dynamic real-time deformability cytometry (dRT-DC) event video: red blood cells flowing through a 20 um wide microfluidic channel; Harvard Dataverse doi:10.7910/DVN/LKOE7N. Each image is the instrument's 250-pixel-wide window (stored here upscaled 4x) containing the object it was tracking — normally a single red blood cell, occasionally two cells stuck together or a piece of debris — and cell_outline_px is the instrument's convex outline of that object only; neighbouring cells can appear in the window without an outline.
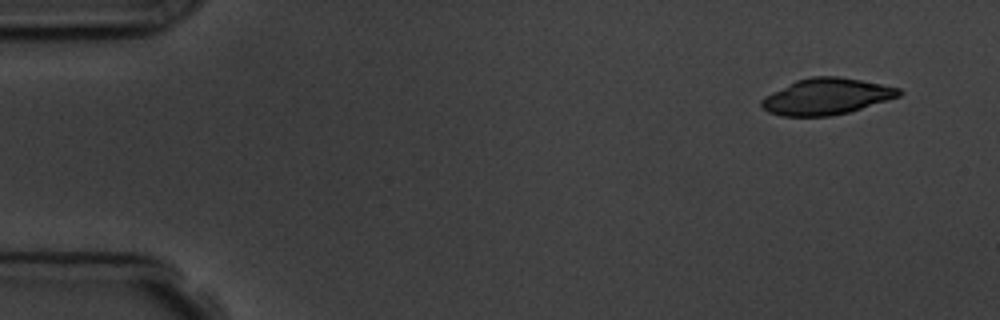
{"species": "common noctule bat (a hibernating species)", "species_latin": "Nyctalus noctula", "temperature_condition": "room temperature", "stored_images_in_passage": 4, "camera_frame_rate_fps": 3000, "um_per_image_px": 0.085, "animal": {"sex": "male", "body_mass_g": 19.5, "forearm_length_mm": 54.6}, "frame": {"image": 1, "passage_image": 1, "time_ms": 0.0, "image_size_px": [1000, 320], "cell_outline_px": [[904, 92], [900, 96], [888, 100], [848, 112], [832, 116], [784, 116], [768, 112], [760, 104], [760, 100], [764, 96], [796, 80], [812, 76], [836, 76], [860, 80], [900, 88]], "centroid_in_image_um": [70.24, 8.2], "position_along_channel_um": 14.8, "area_um2": 28.9}}